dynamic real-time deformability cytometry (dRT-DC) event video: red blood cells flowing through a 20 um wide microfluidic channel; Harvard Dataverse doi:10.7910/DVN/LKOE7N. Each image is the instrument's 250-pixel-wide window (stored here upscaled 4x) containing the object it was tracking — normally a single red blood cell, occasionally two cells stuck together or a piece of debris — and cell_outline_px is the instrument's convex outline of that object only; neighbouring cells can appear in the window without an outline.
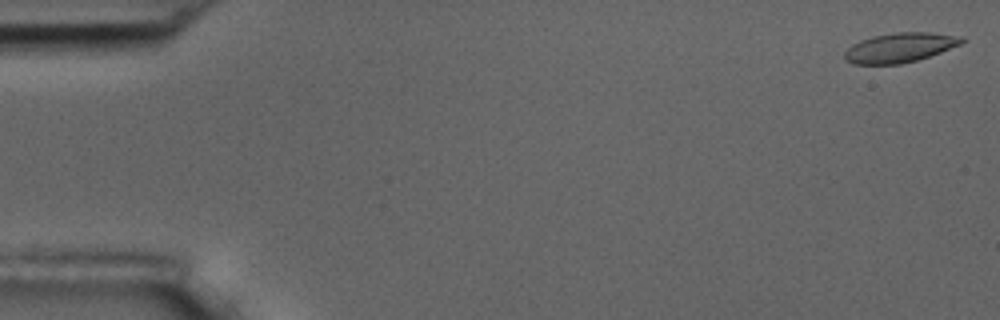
{"species": "common noctule bat (a hibernating species)", "species_latin": "Nyctalus noctula", "temperature_condition": "room temperature", "stored_images_in_passage": 56, "camera_frame_rate_fps": 3000, "um_per_image_px": 0.085, "animal": {"sex": "male", "body_mass_g": 17.5, "forearm_length_mm": 52.3}, "frame": {"image": 1, "passage_image": 1, "time_ms": 0.0, "image_size_px": [1000, 320], "cell_outline_px": [[968, 40], [960, 44], [940, 52], [916, 60], [900, 64], [852, 64], [844, 60], [844, 52], [852, 44], [860, 40], [872, 36], [896, 32], [932, 32], [964, 36]], "centroid_in_image_um": [76.49, 4.03], "position_along_channel_um": 8.5, "area_um2": 20.35}}
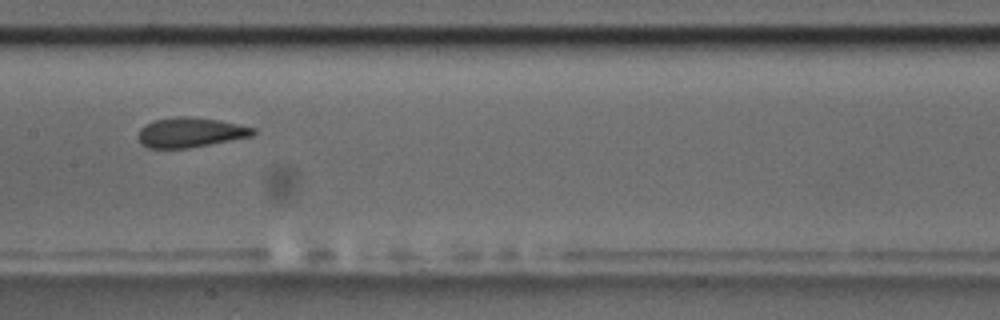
{"frame": {"image": 2, "passage_image": 28, "time_ms": 9.0, "image_size_px": [1000, 320], "cell_outline_px": [[256, 132], [252, 136], [188, 148], [148, 148], [140, 144], [136, 136], [140, 128], [144, 124], [156, 120], [176, 116], [188, 116], [220, 120], [256, 128]], "centroid_in_image_um": [16.14, 11.25], "position_along_channel_um": 191.3, "area_um2": 20.11}}
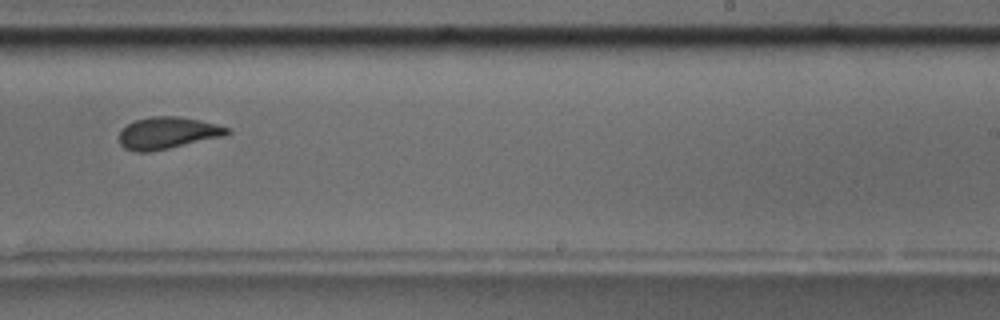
{"frame": {"image": 3, "passage_image": 35, "time_ms": 11.333, "image_size_px": [1000, 320], "cell_outline_px": [[232, 132], [224, 136], [168, 148], [148, 152], [136, 152], [124, 148], [120, 144], [120, 132], [128, 124], [136, 120], [152, 116], [180, 116], [200, 120], [232, 128]], "centroid_in_image_um": [14.28, 11.29], "position_along_channel_um": 274.7, "area_um2": 20.0}, "authors_computed_cell_mechanics": {"area_um2": 20.3456, "velocity_mm_per_s": 3.5854, "shape_relaxation_time_tau1_ms": 9.8147, "shape_relaxation_time_tau2_ms": 1.48, "deformation_change_tau1": 0.1985, "deformation_change_tau2": 0.0865}}